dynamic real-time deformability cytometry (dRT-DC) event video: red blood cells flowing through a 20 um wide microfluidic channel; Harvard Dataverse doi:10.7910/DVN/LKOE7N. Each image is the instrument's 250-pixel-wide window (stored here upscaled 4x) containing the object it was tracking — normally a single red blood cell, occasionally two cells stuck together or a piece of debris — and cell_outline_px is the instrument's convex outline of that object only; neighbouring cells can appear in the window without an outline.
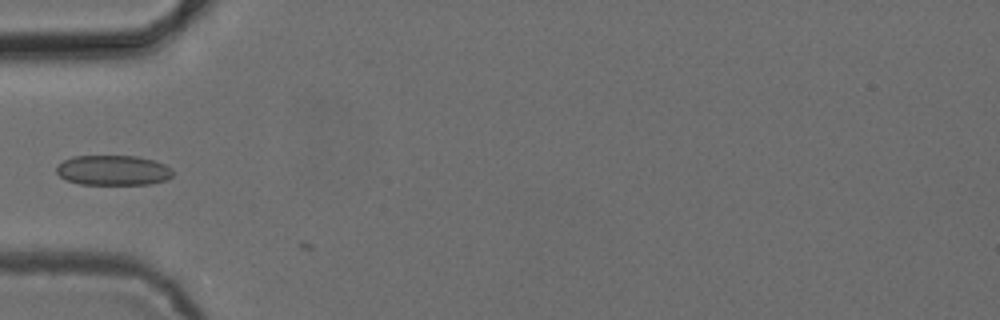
{"species": "common noctule bat (a hibernating species)", "species_latin": "Nyctalus noctula", "temperature_condition": "cold", "stored_images_in_passage": 19, "camera_frame_rate_fps": 3000, "um_per_image_px": 0.085, "animal": {"sex": "female", "body_mass_g": 24.6, "forearm_length_mm": 56.2}, "frame": {"image": 1, "passage_image": 2, "time_ms": 0.333, "image_size_px": [1000, 320], "cell_outline_px": [[172, 176], [168, 180], [152, 184], [80, 184], [68, 180], [60, 176], [56, 172], [56, 164], [72, 156], [136, 156], [152, 160], [164, 164], [172, 168]], "centroid_in_image_um": [9.62, 14.47], "position_along_channel_um": 75.4, "area_um2": 20.46}}
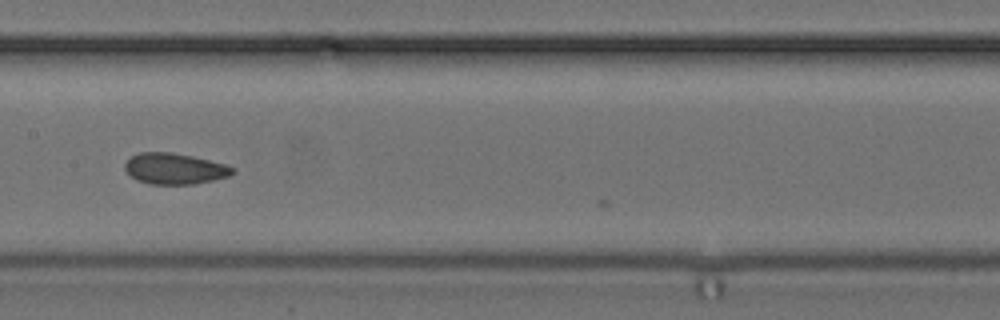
{"frame": {"image": 2, "passage_image": 11, "time_ms": 3.333, "image_size_px": [1000, 320], "cell_outline_px": [[236, 172], [228, 176], [212, 180], [192, 184], [148, 184], [136, 180], [124, 168], [124, 164], [132, 156], [140, 152], [172, 152], [192, 156], [224, 164], [236, 168]], "centroid_in_image_um": [14.84, 14.34], "position_along_channel_um": 192.6, "area_um2": 19.36}}
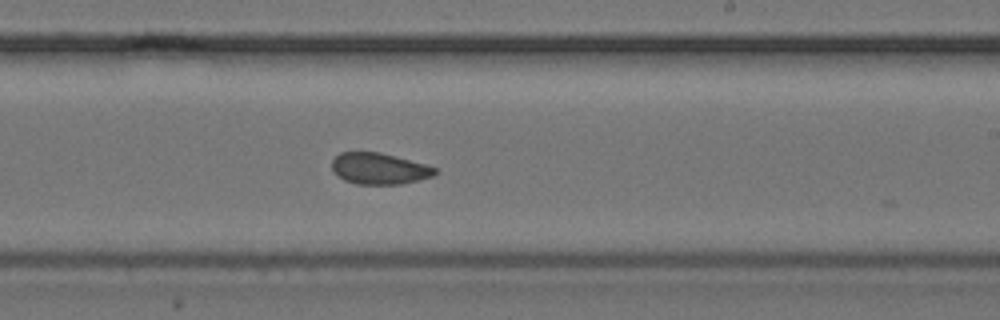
{"frame": {"image": 3, "passage_image": 16, "time_ms": 5.0, "image_size_px": [1000, 320], "cell_outline_px": [[440, 172], [432, 176], [400, 184], [356, 184], [344, 180], [336, 176], [332, 168], [332, 160], [340, 152], [380, 152], [428, 164], [436, 168]], "centroid_in_image_um": [32.24, 14.32], "position_along_channel_um": 256.8, "area_um2": 18.96}}